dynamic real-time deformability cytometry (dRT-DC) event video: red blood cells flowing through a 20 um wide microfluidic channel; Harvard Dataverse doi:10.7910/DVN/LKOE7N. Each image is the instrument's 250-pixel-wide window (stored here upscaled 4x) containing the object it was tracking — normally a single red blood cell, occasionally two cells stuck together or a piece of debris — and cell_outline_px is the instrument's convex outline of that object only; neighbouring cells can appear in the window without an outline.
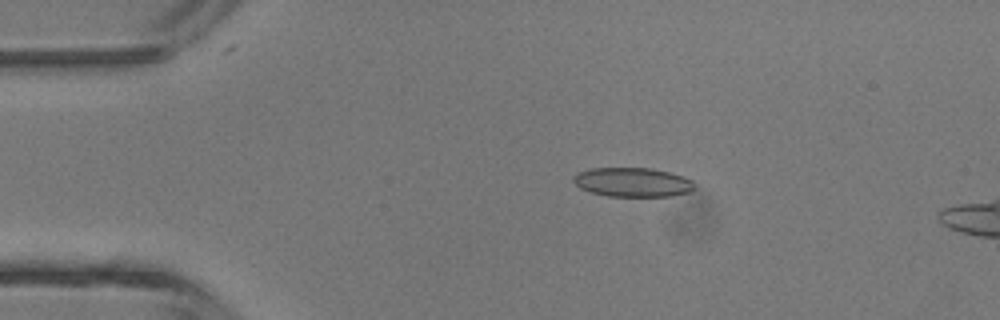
{"species": "common noctule bat (a hibernating species)", "species_latin": "Nyctalus noctula", "temperature_condition": "room temperature", "stored_images_in_passage": 3, "camera_frame_rate_fps": 3000, "um_per_image_px": 0.085, "animal": {"sex": "male", "body_mass_g": 13.3}, "frame": {"image": 1, "passage_image": 2, "time_ms": 1.333, "image_size_px": [1000, 320], "cell_outline_px": [[696, 188], [692, 192], [672, 196], [608, 196], [588, 192], [580, 188], [572, 180], [572, 176], [576, 172], [588, 168], [652, 168], [684, 176], [692, 180], [696, 184]], "centroid_in_image_um": [53.78, 15.49], "position_along_channel_um": 31.2, "area_um2": 21.04}}